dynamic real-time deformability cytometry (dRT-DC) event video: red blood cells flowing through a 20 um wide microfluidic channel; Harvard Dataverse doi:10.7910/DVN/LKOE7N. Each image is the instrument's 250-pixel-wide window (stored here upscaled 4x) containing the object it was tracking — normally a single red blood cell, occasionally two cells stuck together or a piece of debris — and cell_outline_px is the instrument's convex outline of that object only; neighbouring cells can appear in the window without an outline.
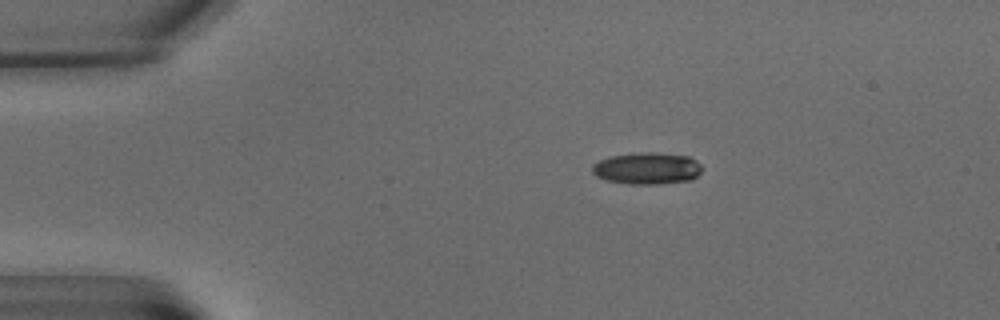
{"species": "common noctule bat (a hibernating species)", "species_latin": "Nyctalus noctula", "temperature_condition": "warm", "stored_images_in_passage": 6, "camera_frame_rate_fps": 3000, "um_per_image_px": 0.085, "animal": {"sex": "male", "body_mass_g": 15.6}, "frame": {"image": 1, "passage_image": 4, "time_ms": 3.333, "image_size_px": [1000, 320], "cell_outline_px": [[704, 168], [692, 180], [656, 184], [628, 184], [604, 180], [596, 176], [592, 172], [592, 164], [600, 160], [612, 156], [648, 152], [688, 156], [696, 160]], "centroid_in_image_um": [55.0, 14.33], "position_along_channel_um": 30.0, "area_um2": 20.29}}